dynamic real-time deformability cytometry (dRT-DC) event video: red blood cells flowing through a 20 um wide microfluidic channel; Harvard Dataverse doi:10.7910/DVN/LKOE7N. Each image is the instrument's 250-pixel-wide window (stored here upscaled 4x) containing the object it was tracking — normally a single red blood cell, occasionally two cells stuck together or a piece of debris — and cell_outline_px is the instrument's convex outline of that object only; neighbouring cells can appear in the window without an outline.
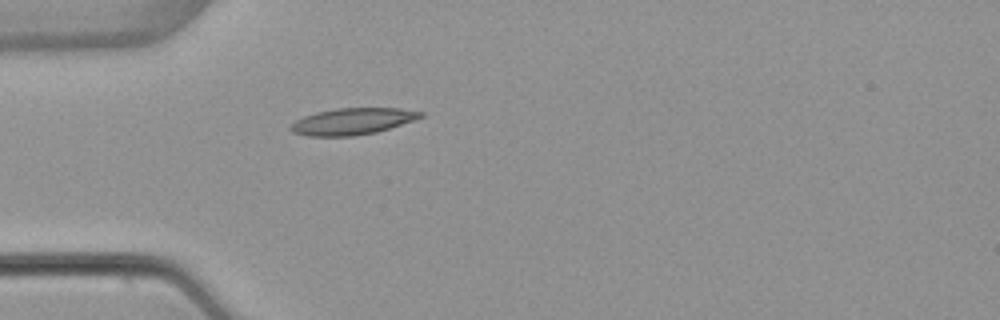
{"species": "common noctule bat (a hibernating species)", "species_latin": "Nyctalus noctula", "temperature_condition": "warm", "stored_images_in_passage": 1, "camera_frame_rate_fps": 3000, "um_per_image_px": 0.085, "animal": {"sex": "female", "body_mass_g": 22.7, "forearm_length_mm": 54.2}, "frame": {"image": 1, "passage_image": 1, "time_ms": 0.0, "image_size_px": [1000, 320], "cell_outline_px": [[424, 116], [416, 120], [376, 132], [352, 136], [308, 136], [292, 132], [288, 128], [296, 120], [304, 116], [316, 112], [336, 108], [400, 108], [424, 112]], "centroid_in_image_um": [29.97, 10.31], "position_along_channel_um": 55.0, "area_um2": 20.17}}